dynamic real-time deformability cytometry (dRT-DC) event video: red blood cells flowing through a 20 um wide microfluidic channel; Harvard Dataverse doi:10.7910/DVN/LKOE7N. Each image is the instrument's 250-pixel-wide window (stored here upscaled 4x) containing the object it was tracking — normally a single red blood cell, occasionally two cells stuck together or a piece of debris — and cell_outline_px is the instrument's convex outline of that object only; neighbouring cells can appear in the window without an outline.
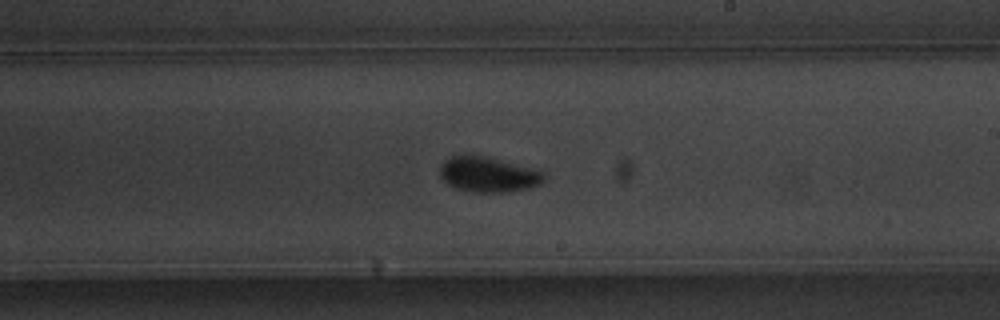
{"species": "common noctule bat (a hibernating species)", "species_latin": "Nyctalus noctula", "temperature_condition": "warm", "stored_images_in_passage": 42, "camera_frame_rate_fps": 3000, "um_per_image_px": 0.085, "animal": {"sex": "male", "body_mass_g": 20.1, "forearm_length_mm": 53.5}, "frame": {"image": 1, "passage_image": 19, "time_ms": 6.0, "image_size_px": [1000, 320], "cell_outline_px": [[544, 180], [540, 184], [532, 188], [504, 192], [476, 192], [456, 188], [448, 184], [440, 176], [440, 168], [444, 160], [452, 156], [484, 156], [532, 168], [544, 172]], "centroid_in_image_um": [41.52, 14.85], "position_along_channel_um": 247.5, "area_um2": 21.04}, "authors_computed_cell_mechanics": {"area_um2": 19.8832, "velocity_mm_per_s": 3.6407, "shape_relaxation_time_tau1_ms": 1.9428, "shape_relaxation_time_tau2_ms": null, "deformation_change_tau1": 0.1278, "deformation_change_tau2": null}}